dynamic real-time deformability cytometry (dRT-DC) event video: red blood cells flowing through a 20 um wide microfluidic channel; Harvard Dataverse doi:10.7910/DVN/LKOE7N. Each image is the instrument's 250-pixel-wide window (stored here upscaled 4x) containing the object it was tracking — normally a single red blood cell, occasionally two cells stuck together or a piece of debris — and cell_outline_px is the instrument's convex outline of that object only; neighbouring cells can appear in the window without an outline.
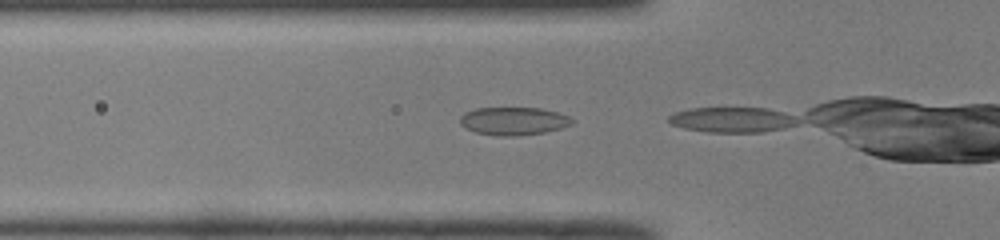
{"species": "common noctule bat (a hibernating species)", "species_latin": "Nyctalus noctula", "temperature_condition": "room temperature", "stored_images_in_passage": 13, "camera_frame_rate_fps": 3000, "um_per_image_px": 0.085, "animal": {"sex": "male", "body_mass_g": 19.0, "forearm_length_mm": 50.8}, "frame": {"image": 1, "passage_image": 11, "time_ms": 3.333, "image_size_px": [1000, 240], "cell_outline_px": [[576, 120], [572, 124], [560, 128], [544, 132], [516, 136], [496, 136], [476, 132], [460, 124], [460, 116], [464, 112], [476, 108], [540, 108], [556, 112], [568, 116]], "centroid_in_image_um": [43.65, 10.29], "position_along_channel_um": 82.2, "area_um2": 18.21}}